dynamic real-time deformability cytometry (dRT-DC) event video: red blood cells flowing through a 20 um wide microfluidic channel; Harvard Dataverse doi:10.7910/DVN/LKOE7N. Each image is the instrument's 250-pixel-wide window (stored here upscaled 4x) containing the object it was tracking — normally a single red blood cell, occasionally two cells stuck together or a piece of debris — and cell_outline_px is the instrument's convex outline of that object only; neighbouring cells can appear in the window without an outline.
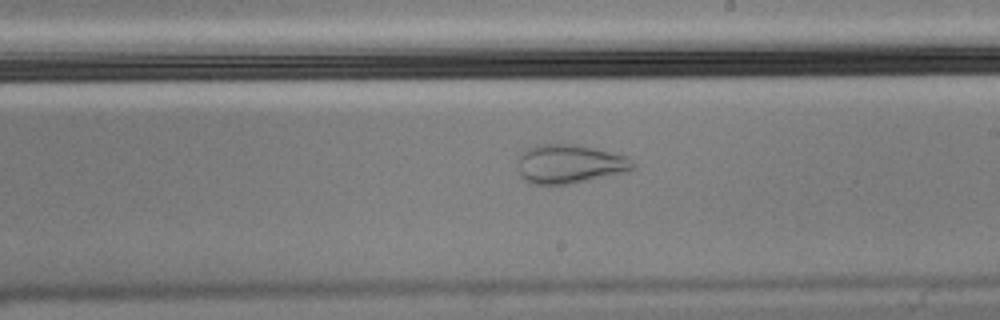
{"species": "Egyptian fruit bat (a non-hibernating species)", "species_latin": "Rousettus aegyptiacus", "temperature_condition": "cold", "stored_images_in_passage": 56, "camera_frame_rate_fps": 3000, "um_per_image_px": 0.085, "animal": {"sex": "male"}, "frame": {"image": 1, "passage_image": 32, "time_ms": 10.333, "image_size_px": [1000, 320], "cell_outline_px": [[636, 168], [628, 172], [568, 184], [532, 184], [524, 180], [520, 176], [520, 156], [524, 148], [532, 144], [572, 144], [592, 148], [628, 156], [636, 164]], "centroid_in_image_um": [48.44, 13.93], "position_along_channel_um": 240.6, "area_um2": 26.18}}